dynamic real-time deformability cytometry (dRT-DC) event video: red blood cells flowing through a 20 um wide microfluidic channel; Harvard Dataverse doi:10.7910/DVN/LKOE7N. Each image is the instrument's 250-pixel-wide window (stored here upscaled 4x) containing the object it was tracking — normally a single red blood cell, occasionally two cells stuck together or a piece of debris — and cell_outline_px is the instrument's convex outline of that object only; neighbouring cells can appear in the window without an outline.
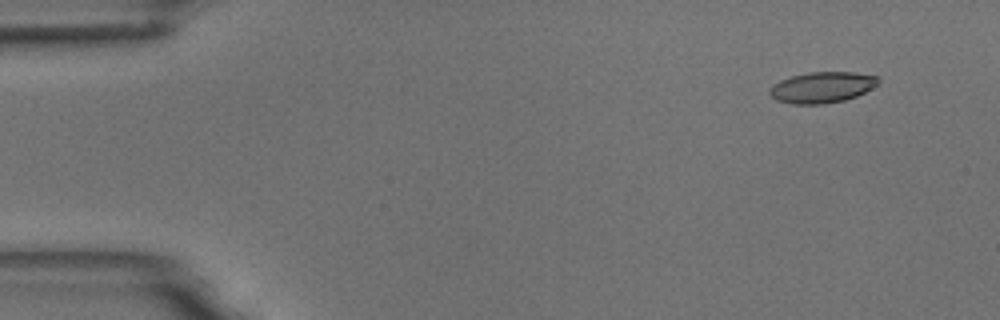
{"species": "common noctule bat (a hibernating species)", "species_latin": "Nyctalus noctula", "temperature_condition": "room temperature", "stored_images_in_passage": 4, "camera_frame_rate_fps": 3000, "um_per_image_px": 0.085, "animal": {"sex": "male", "body_mass_g": 18.8}, "frame": {"image": 1, "passage_image": 1, "time_ms": 0.0, "image_size_px": [1000, 320], "cell_outline_px": [[880, 84], [856, 96], [844, 100], [824, 104], [792, 104], [776, 100], [768, 92], [768, 88], [772, 84], [780, 80], [792, 76], [808, 72], [852, 72], [880, 76]], "centroid_in_image_um": [69.88, 7.42], "position_along_channel_um": 15.1, "area_um2": 19.83}}
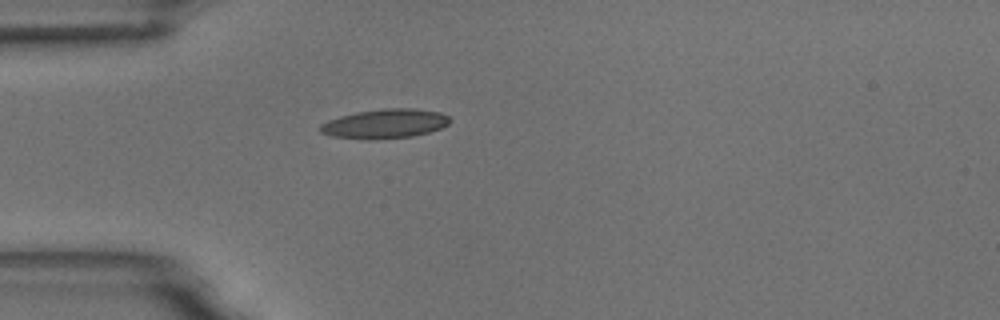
{"frame": {"image": 2, "passage_image": 4, "time_ms": 3.667, "image_size_px": [1000, 320], "cell_outline_px": [[452, 120], [448, 124], [440, 128], [428, 132], [412, 136], [376, 140], [368, 140], [332, 136], [320, 132], [320, 124], [328, 120], [340, 116], [356, 112], [380, 108], [412, 108], [440, 112], [448, 116]], "centroid_in_image_um": [32.71, 10.51], "position_along_channel_um": 52.3, "area_um2": 22.31}}